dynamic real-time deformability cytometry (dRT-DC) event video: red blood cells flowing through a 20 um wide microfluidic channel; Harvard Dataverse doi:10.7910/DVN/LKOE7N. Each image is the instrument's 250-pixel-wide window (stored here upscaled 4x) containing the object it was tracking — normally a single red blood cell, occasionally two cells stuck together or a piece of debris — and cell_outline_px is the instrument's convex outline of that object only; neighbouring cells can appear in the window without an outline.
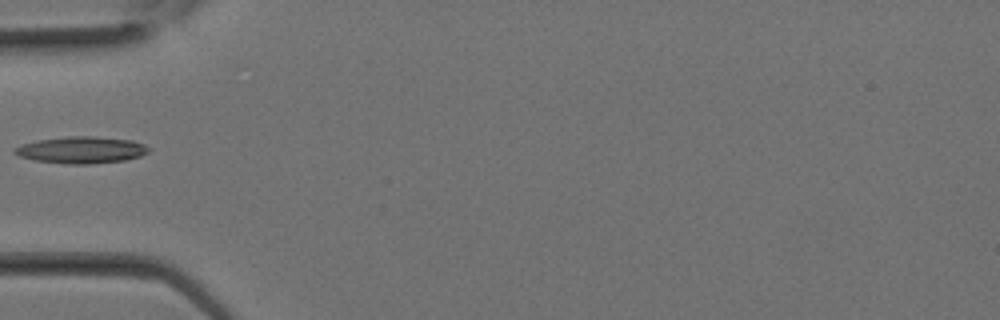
{"species": "Egyptian fruit bat (a non-hibernating species)", "species_latin": "Rousettus aegyptiacus", "temperature_condition": "room temperature", "stored_images_in_passage": 19, "camera_frame_rate_fps": 3000, "um_per_image_px": 0.085, "animal": {"sex": "female"}, "frame": {"image": 1, "passage_image": 1, "time_ms": 0.0, "image_size_px": [1000, 320], "cell_outline_px": [[148, 152], [140, 156], [124, 160], [88, 164], [72, 164], [36, 160], [20, 156], [12, 152], [12, 148], [20, 144], [36, 140], [68, 136], [92, 136], [132, 140], [144, 144], [148, 148]], "centroid_in_image_um": [6.87, 12.73], "position_along_channel_um": 78.1, "area_um2": 20.81}}
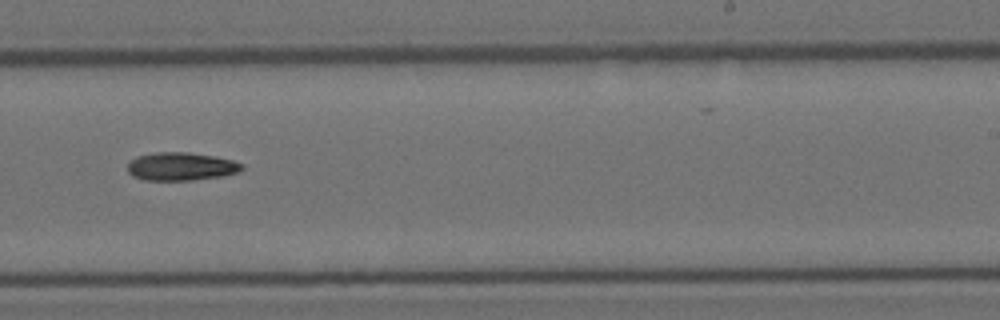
{"frame": {"image": 2, "passage_image": 9, "time_ms": 2.667, "image_size_px": [1000, 320], "cell_outline_px": [[244, 168], [240, 172], [224, 176], [192, 180], [144, 180], [132, 176], [128, 172], [128, 164], [136, 156], [156, 152], [188, 152], [216, 156], [232, 160], [244, 164]], "centroid_in_image_um": [15.42, 14.15], "position_along_channel_um": 273.6, "area_um2": 18.96}}
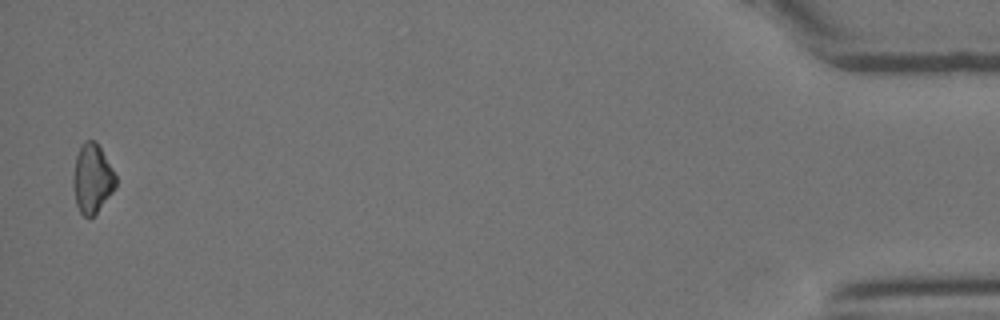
{"frame": {"image": 3, "passage_image": 19, "time_ms": 6.0, "image_size_px": [1000, 320], "cell_outline_px": [[116, 184], [112, 192], [96, 212], [88, 220], [80, 212], [76, 204], [72, 184], [72, 176], [76, 156], [80, 144], [84, 140], [96, 140], [112, 168], [116, 176]], "centroid_in_image_um": [7.81, 15.15], "position_along_channel_um": 427.4, "area_um2": 17.22}}